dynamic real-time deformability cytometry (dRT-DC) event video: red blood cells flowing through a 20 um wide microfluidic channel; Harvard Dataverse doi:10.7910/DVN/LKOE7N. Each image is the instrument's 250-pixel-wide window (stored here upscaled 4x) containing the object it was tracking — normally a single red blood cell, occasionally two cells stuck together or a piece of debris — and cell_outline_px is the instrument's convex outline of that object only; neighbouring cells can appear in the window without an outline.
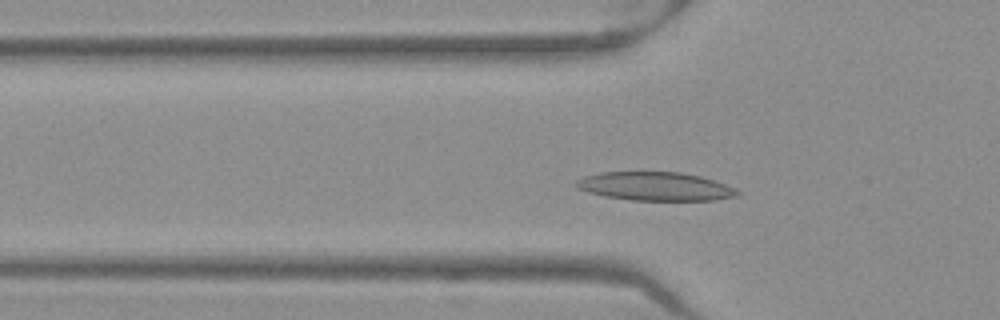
{"species": "Egyptian fruit bat (a non-hibernating species)", "species_latin": "Rousettus aegyptiacus", "temperature_condition": "warm", "stored_images_in_passage": 47, "camera_frame_rate_fps": 3000, "um_per_image_px": 0.085, "frame": {"image": 1, "passage_image": 12, "time_ms": 3.667, "image_size_px": [1000, 320], "cell_outline_px": [[740, 196], [716, 200], [632, 200], [604, 196], [588, 192], [576, 188], [572, 184], [576, 180], [584, 176], [600, 172], [680, 172], [700, 176], [724, 184], [740, 192]], "centroid_in_image_um": [55.64, 15.84], "position_along_channel_um": 70.2, "area_um2": 26.88}}
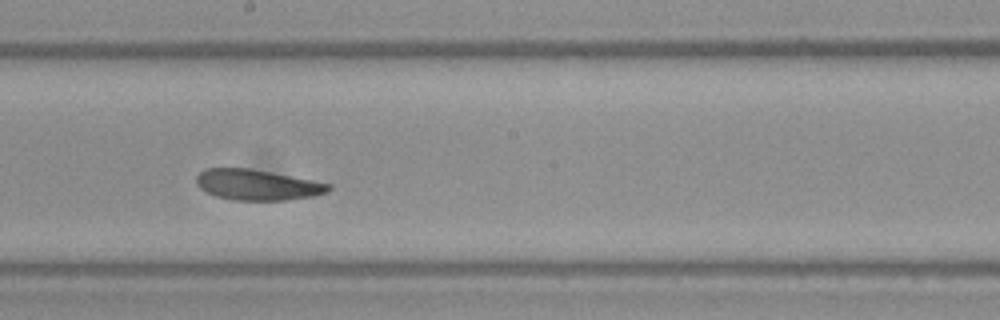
{"frame": {"image": 2, "passage_image": 24, "time_ms": 7.667, "image_size_px": [1000, 320], "cell_outline_px": [[332, 188], [328, 192], [312, 196], [284, 200], [232, 200], [216, 196], [200, 188], [196, 184], [196, 176], [204, 168], [248, 168], [272, 172], [332, 184]], "centroid_in_image_um": [21.86, 15.7], "position_along_channel_um": 226.3, "area_um2": 23.58}}
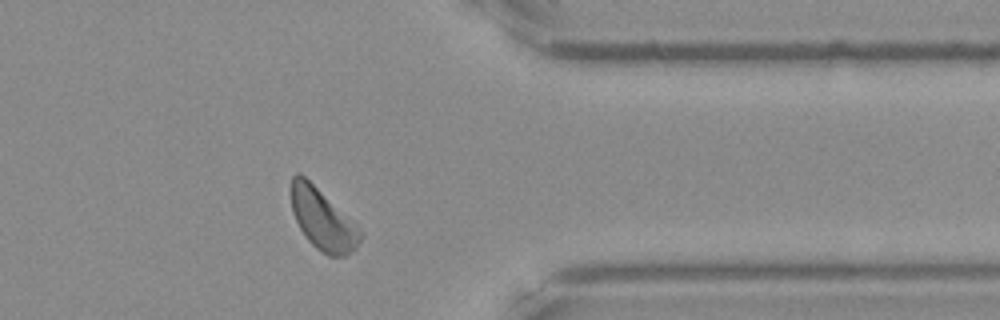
{"frame": {"image": 3, "passage_image": 37, "time_ms": 12.0, "image_size_px": [1000, 320], "cell_outline_px": [[364, 236], [356, 248], [344, 256], [328, 256], [316, 248], [304, 236], [292, 212], [292, 176], [296, 172], [304, 176], [356, 224]], "centroid_in_image_um": [27.44, 18.69], "position_along_channel_um": 384.0, "area_um2": 24.16}, "authors_computed_cell_mechanics": {"area_um2": 24.7384, "velocity_mm_per_s": 3.9055, "shape_relaxation_time_tau1_ms": 7.9926, "shape_relaxation_time_tau2_ms": 7.2574, "deformation_change_tau1": 0.1758, "deformation_change_tau2": 0.1192}}